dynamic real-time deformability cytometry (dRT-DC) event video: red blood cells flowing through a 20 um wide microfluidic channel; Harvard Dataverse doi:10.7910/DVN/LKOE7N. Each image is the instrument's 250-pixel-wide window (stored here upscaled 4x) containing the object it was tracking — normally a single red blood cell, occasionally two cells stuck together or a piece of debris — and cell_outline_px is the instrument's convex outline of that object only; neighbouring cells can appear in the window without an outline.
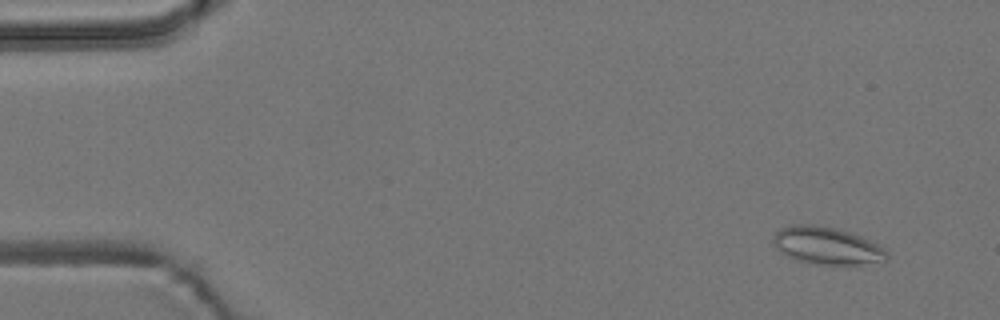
{"species": "common noctule bat (a hibernating species)", "species_latin": "Nyctalus noctula", "temperature_condition": "room temperature", "stored_images_in_passage": 37, "camera_frame_rate_fps": 3000, "um_per_image_px": 0.085, "animal": {"sex": "male", "body_mass_g": 19.2, "forearm_length_mm": 51.8}, "frame": {"image": 1, "passage_image": 2, "time_ms": 0.333, "image_size_px": [1000, 320], "cell_outline_px": [[888, 260], [860, 264], [816, 264], [792, 260], [780, 252], [776, 248], [772, 240], [772, 236], [780, 228], [792, 224], [812, 224], [836, 228], [852, 232], [884, 248], [888, 252]], "centroid_in_image_um": [70.23, 20.88], "position_along_channel_um": 14.8, "area_um2": 24.97}}
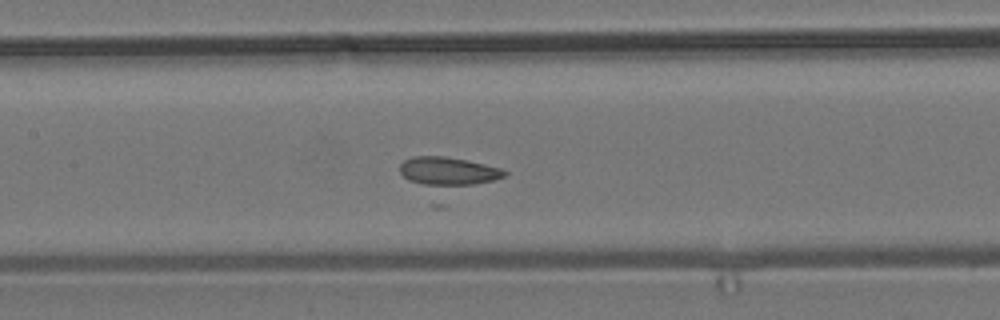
{"frame": {"image": 2, "passage_image": 24, "time_ms": 7.667, "image_size_px": [1000, 320], "cell_outline_px": [[508, 172], [504, 176], [492, 180], [472, 184], [440, 188], [432, 188], [408, 180], [400, 172], [400, 164], [404, 160], [412, 156], [444, 156], [484, 164], [500, 168]], "centroid_in_image_um": [38.03, 14.58], "position_along_channel_um": 169.4, "area_um2": 17.57}}
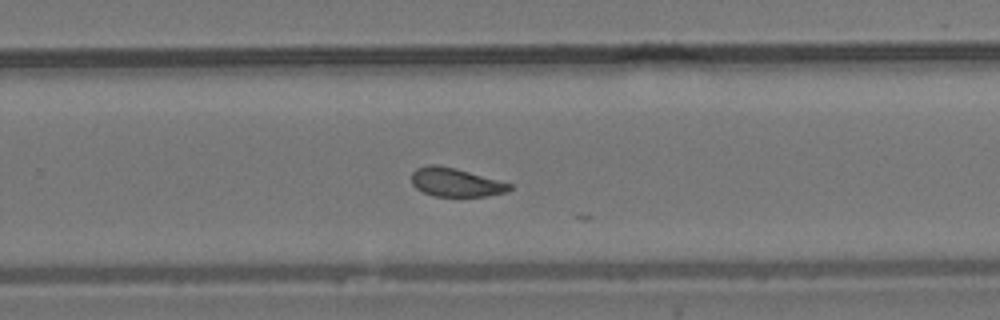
{"frame": {"image": 3, "passage_image": 34, "time_ms": 11.0, "image_size_px": [1000, 320], "cell_outline_px": [[512, 188], [508, 192], [484, 196], [436, 196], [424, 192], [416, 188], [412, 184], [412, 172], [416, 168], [428, 164], [436, 164], [456, 168], [512, 184]], "centroid_in_image_um": [38.72, 15.49], "position_along_channel_um": 291.1, "area_um2": 16.3}}